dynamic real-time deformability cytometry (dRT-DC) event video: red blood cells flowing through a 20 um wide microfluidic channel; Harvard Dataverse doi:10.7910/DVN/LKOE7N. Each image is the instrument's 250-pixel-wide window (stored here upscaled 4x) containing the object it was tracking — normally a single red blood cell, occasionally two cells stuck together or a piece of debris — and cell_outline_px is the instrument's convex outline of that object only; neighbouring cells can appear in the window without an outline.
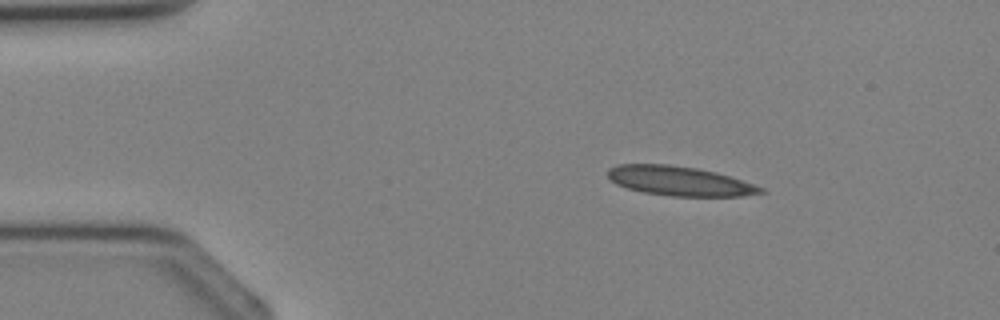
{"species": "Egyptian fruit bat (a non-hibernating species)", "species_latin": "Rousettus aegyptiacus", "temperature_condition": "cold", "stored_images_in_passage": 2, "segment_of_instrument_passage": [2, 2], "camera_frame_rate_fps": 3000, "um_per_image_px": 0.085, "animal": {"sex": "female"}, "frame": {"image": 1, "passage_image": 2, "time_ms": 2.0, "image_size_px": [1000, 320], "cell_outline_px": [[768, 192], [744, 196], [672, 196], [644, 192], [628, 188], [616, 184], [608, 176], [608, 168], [616, 164], [668, 164], [696, 168], [716, 172], [764, 188]], "centroid_in_image_um": [57.75, 15.38], "position_along_channel_um": 27.2, "area_um2": 26.07}}